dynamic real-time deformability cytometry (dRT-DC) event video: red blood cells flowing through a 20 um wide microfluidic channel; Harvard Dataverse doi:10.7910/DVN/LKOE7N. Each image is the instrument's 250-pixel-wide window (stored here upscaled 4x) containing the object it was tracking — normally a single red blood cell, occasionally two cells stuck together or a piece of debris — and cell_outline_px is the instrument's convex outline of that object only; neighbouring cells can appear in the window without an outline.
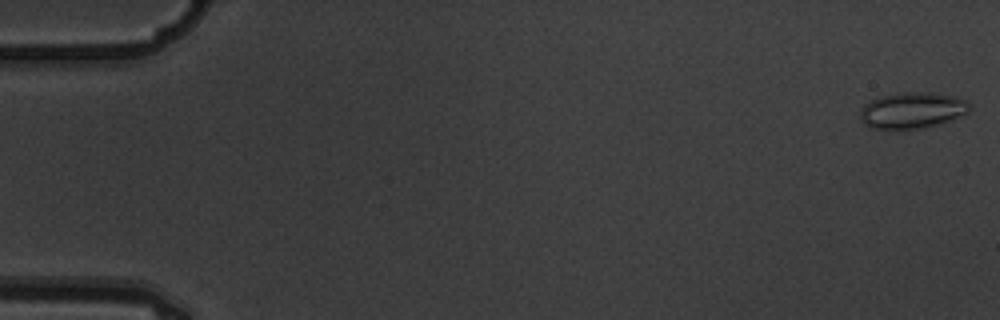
{"species": "common noctule bat (a hibernating species)", "species_latin": "Nyctalus noctula", "temperature_condition": "warm", "stored_images_in_passage": 5, "camera_frame_rate_fps": 3000, "um_per_image_px": 0.085, "animal": {"sex": "male", "body_mass_g": 19.5, "forearm_length_mm": 54.6}, "frame": {"image": 1, "passage_image": 1, "time_ms": 0.0, "image_size_px": [1000, 320], "cell_outline_px": [[972, 108], [968, 112], [940, 124], [924, 128], [888, 132], [868, 128], [860, 120], [860, 108], [864, 104], [872, 100], [896, 92], [932, 92], [952, 96], [964, 100], [972, 104]], "centroid_in_image_um": [77.48, 9.43], "position_along_channel_um": 7.5, "area_um2": 23.87}}
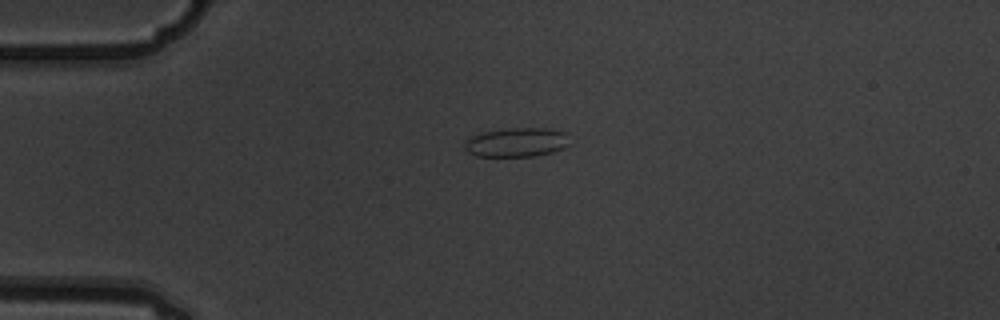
{"frame": {"image": 2, "passage_image": 4, "time_ms": 1.0, "image_size_px": [1000, 320], "cell_outline_px": [[568, 144], [564, 148], [552, 152], [532, 156], [476, 156], [468, 152], [464, 148], [464, 144], [472, 136], [484, 132], [508, 128], [548, 128], [564, 132]], "centroid_in_image_um": [43.89, 12.1], "position_along_channel_um": 41.1, "area_um2": 17.57}}